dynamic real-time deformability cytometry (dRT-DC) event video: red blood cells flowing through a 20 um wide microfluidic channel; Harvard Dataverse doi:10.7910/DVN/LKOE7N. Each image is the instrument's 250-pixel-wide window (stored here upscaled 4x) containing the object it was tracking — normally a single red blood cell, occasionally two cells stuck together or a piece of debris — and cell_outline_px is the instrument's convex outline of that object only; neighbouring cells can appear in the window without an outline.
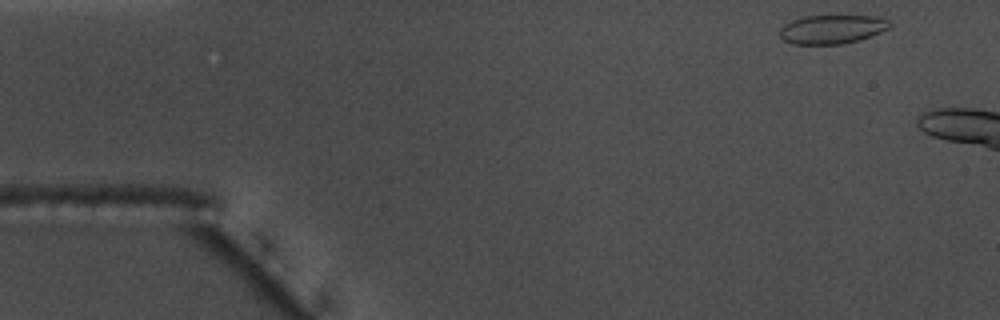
{"species": "common noctule bat (a hibernating species)", "species_latin": "Nyctalus noctula", "temperature_condition": "warm", "stored_images_in_passage": 44, "camera_frame_rate_fps": 3000, "um_per_image_px": 0.085, "animal": {"sex": "male", "body_mass_g": 17.5, "forearm_length_mm": 52.3}, "frame": {"image": 1, "passage_image": 2, "time_ms": 0.333, "image_size_px": [1000, 320], "cell_outline_px": [[892, 24], [888, 28], [880, 32], [860, 40], [844, 44], [792, 44], [784, 40], [780, 36], [780, 28], [784, 24], [792, 20], [804, 16], [872, 16], [892, 20]], "centroid_in_image_um": [70.73, 2.49], "position_along_channel_um": 14.3, "area_um2": 18.55}}
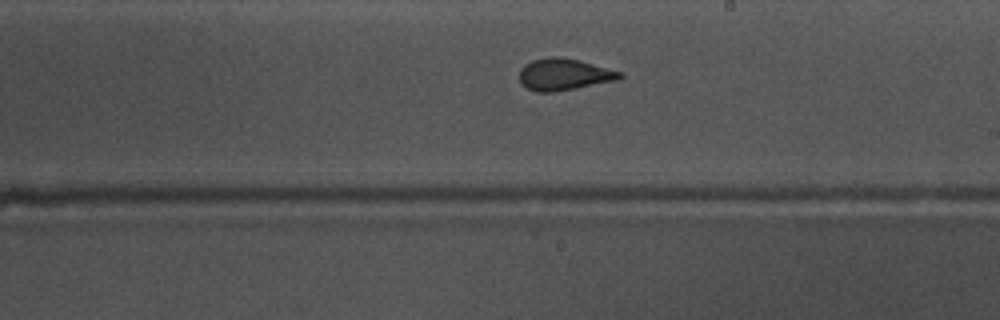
{"frame": {"image": 2, "passage_image": 29, "time_ms": 9.333, "image_size_px": [1000, 320], "cell_outline_px": [[624, 76], [616, 80], [552, 92], [536, 92], [520, 84], [520, 68], [524, 64], [532, 60], [552, 56], [556, 56], [580, 60], [624, 72]], "centroid_in_image_um": [47.93, 6.31], "position_along_channel_um": 241.1, "area_um2": 18.55}}
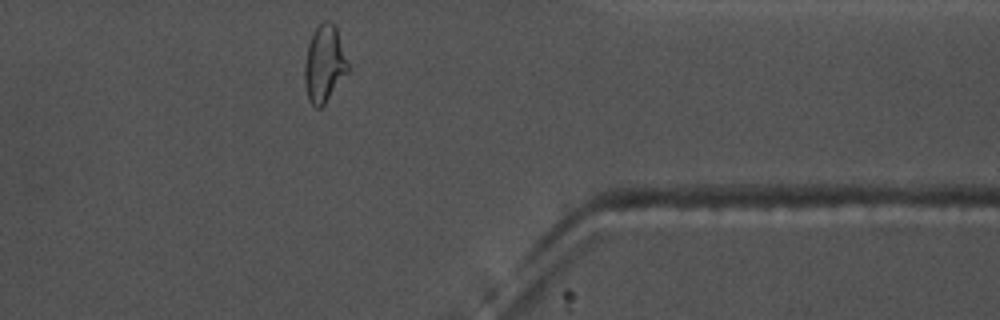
{"frame": {"image": 3, "passage_image": 42, "time_ms": 13.667, "image_size_px": [1000, 320], "cell_outline_px": [[348, 72], [324, 104], [320, 108], [316, 108], [308, 100], [304, 84], [304, 64], [308, 44], [312, 32], [324, 20], [328, 20], [336, 28], [348, 64]], "centroid_in_image_um": [27.53, 5.44], "position_along_channel_um": 383.9, "area_um2": 19.25}, "authors_computed_cell_mechanics": {"area_um2": 18.496, "velocity_mm_per_s": 3.6574, "shape_relaxation_time_tau1_ms": null, "shape_relaxation_time_tau2_ms": 0.8563, "deformation_change_tau1": null, "deformation_change_tau2": 0.0751}}